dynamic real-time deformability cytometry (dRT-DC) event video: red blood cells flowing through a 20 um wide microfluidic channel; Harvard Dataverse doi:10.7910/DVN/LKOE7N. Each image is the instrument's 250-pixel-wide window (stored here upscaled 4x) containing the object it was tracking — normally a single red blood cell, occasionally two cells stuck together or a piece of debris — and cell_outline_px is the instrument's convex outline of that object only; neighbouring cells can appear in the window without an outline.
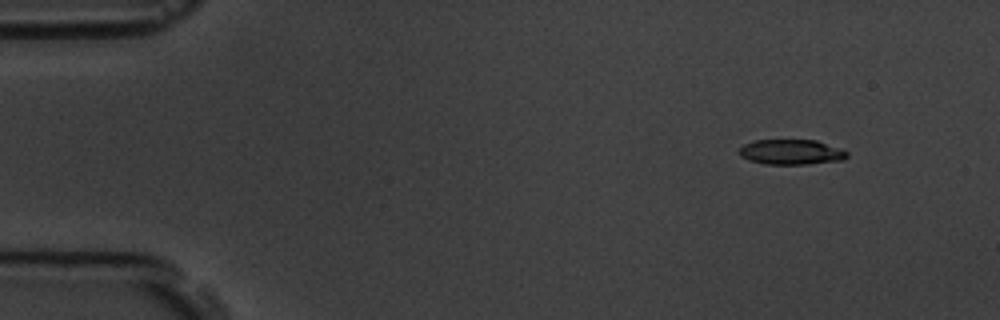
{"species": "common noctule bat (a hibernating species)", "species_latin": "Nyctalus noctula", "temperature_condition": "room temperature", "stored_images_in_passage": 6, "segment_of_instrument_passage": [1, 2], "camera_frame_rate_fps": 3000, "um_per_image_px": 0.085, "animal": {"sex": "male", "body_mass_g": 19.5, "forearm_length_mm": 54.6}, "frame": {"image": 1, "passage_image": 2, "time_ms": 1.0, "image_size_px": [1000, 320], "cell_outline_px": [[848, 156], [844, 160], [808, 164], [764, 164], [748, 160], [740, 156], [736, 152], [744, 144], [752, 140], [816, 140], [840, 148], [848, 152]], "centroid_in_image_um": [67.23, 12.92], "position_along_channel_um": 17.8, "area_um2": 16.01}}